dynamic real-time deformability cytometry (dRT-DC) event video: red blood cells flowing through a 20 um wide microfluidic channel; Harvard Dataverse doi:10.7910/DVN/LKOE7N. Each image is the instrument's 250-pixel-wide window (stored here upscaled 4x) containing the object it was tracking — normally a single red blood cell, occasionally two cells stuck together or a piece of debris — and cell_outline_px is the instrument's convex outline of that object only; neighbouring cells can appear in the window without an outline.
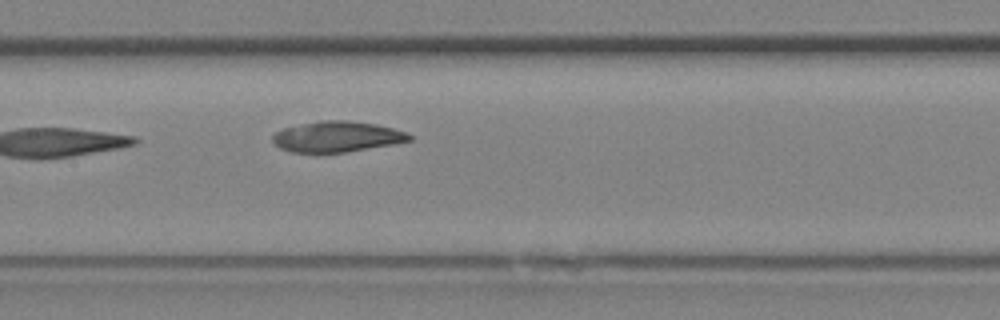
{"species": "Egyptian fruit bat (a non-hibernating species)", "species_latin": "Rousettus aegyptiacus", "temperature_condition": "room temperature", "stored_images_in_passage": 8, "segment_of_instrument_passage": [1, 2], "camera_frame_rate_fps": 3000, "um_per_image_px": 0.085, "animal": {"sex": "female"}, "frame": {"image": 1, "passage_image": 7, "time_ms": 2.0, "image_size_px": [1000, 320], "cell_outline_px": [[412, 140], [392, 144], [344, 152], [292, 152], [280, 148], [272, 144], [272, 136], [276, 132], [284, 128], [320, 120], [348, 120], [376, 124], [392, 128], [404, 132], [412, 136]], "centroid_in_image_um": [28.6, 11.61], "position_along_channel_um": 178.8, "area_um2": 24.22}}